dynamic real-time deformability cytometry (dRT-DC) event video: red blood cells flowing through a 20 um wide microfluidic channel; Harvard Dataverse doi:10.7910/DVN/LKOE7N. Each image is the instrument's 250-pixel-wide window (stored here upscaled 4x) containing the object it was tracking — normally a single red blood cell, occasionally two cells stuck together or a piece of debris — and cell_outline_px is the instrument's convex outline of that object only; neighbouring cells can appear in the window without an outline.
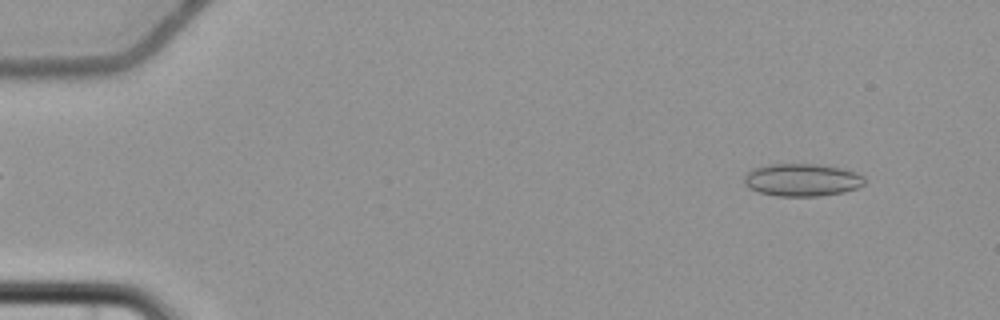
{"species": "common noctule bat (a hibernating species)", "species_latin": "Nyctalus noctula", "temperature_condition": "cold", "stored_images_in_passage": 6, "camera_frame_rate_fps": 3000, "um_per_image_px": 0.085, "animal": {"sex": "female", "body_mass_g": 22.7, "forearm_length_mm": 54.2}, "frame": {"image": 1, "passage_image": 1, "time_ms": 0.0, "image_size_px": [1000, 320], "cell_outline_px": [[864, 184], [856, 188], [844, 192], [820, 196], [776, 196], [760, 192], [748, 188], [744, 184], [744, 176], [752, 168], [768, 164], [816, 164], [840, 168], [856, 172], [864, 176]], "centroid_in_image_um": [68.15, 15.29], "position_along_channel_um": 16.9, "area_um2": 22.95}}
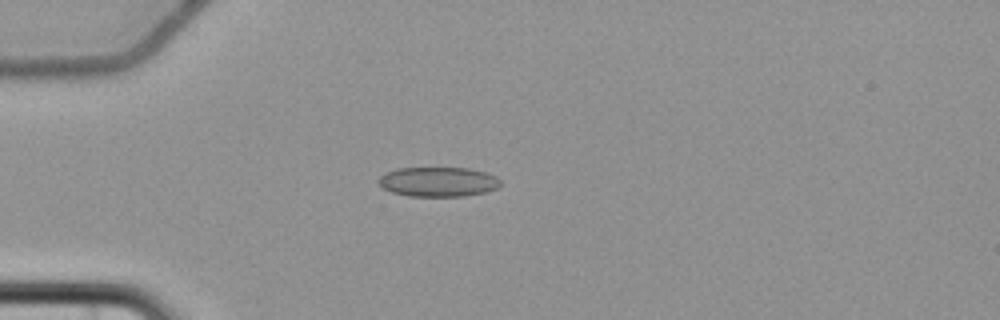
{"frame": {"image": 2, "passage_image": 4, "time_ms": 3.667, "image_size_px": [1000, 320], "cell_outline_px": [[500, 184], [496, 188], [484, 192], [464, 196], [408, 196], [392, 192], [380, 188], [376, 180], [380, 176], [396, 168], [468, 168], [484, 172], [496, 176], [500, 180]], "centroid_in_image_um": [37.19, 15.45], "position_along_channel_um": 47.8, "area_um2": 21.1}}
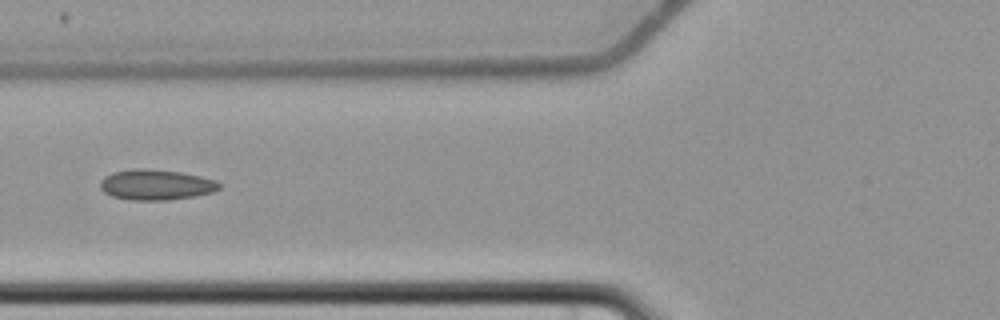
{"frame": {"image": 3, "passage_image": 6, "time_ms": 6.0, "image_size_px": [1000, 320], "cell_outline_px": [[220, 188], [212, 192], [196, 196], [168, 200], [128, 200], [112, 196], [104, 192], [100, 188], [100, 180], [104, 176], [112, 172], [132, 168], [144, 168], [180, 172], [200, 176], [216, 180], [220, 184]], "centroid_in_image_um": [13.23, 15.7], "position_along_channel_um": 112.6, "area_um2": 21.33}}